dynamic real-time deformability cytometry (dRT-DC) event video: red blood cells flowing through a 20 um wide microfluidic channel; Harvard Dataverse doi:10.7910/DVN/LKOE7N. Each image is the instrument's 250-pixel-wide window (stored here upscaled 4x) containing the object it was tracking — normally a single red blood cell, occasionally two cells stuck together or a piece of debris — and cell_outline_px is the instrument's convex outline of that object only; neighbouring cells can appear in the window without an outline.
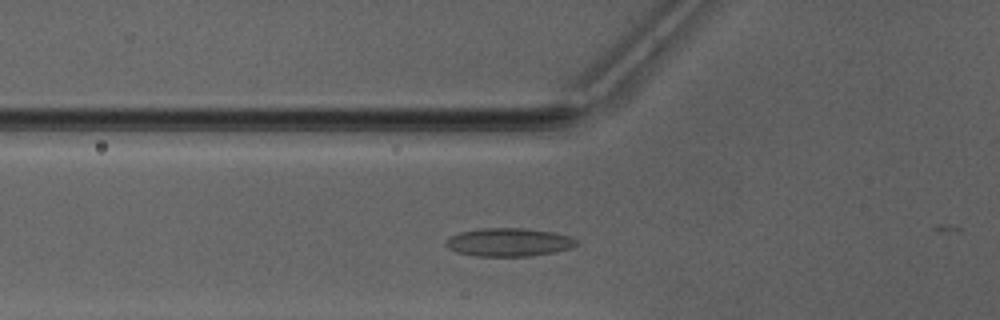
{"species": "Egyptian fruit bat (a non-hibernating species)", "species_latin": "Rousettus aegyptiacus", "temperature_condition": "warm", "stored_images_in_passage": 33, "camera_frame_rate_fps": 3000, "um_per_image_px": 0.085, "animal": {"sex": "male"}, "frame": {"image": 1, "passage_image": 10, "time_ms": 3.0, "image_size_px": [1000, 320], "cell_outline_px": [[580, 244], [572, 248], [532, 256], [472, 256], [456, 252], [448, 248], [444, 244], [444, 240], [448, 236], [460, 232], [480, 228], [524, 228], [552, 232], [572, 236]], "centroid_in_image_um": [43.22, 20.59], "position_along_channel_um": 82.6, "area_um2": 21.85}}
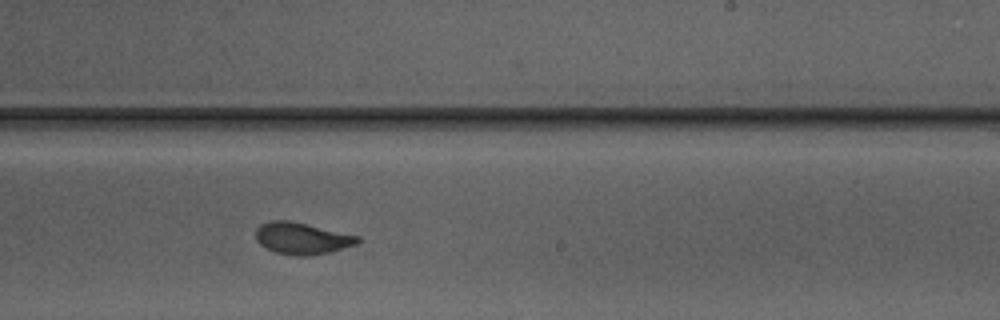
{"frame": {"image": 2, "passage_image": 23, "time_ms": 7.333, "image_size_px": [1000, 320], "cell_outline_px": [[360, 240], [356, 244], [328, 252], [312, 256], [296, 256], [276, 252], [260, 244], [256, 240], [256, 228], [260, 224], [268, 220], [288, 220], [360, 236]], "centroid_in_image_um": [25.64, 20.25], "position_along_channel_um": 263.4, "area_um2": 18.73}}
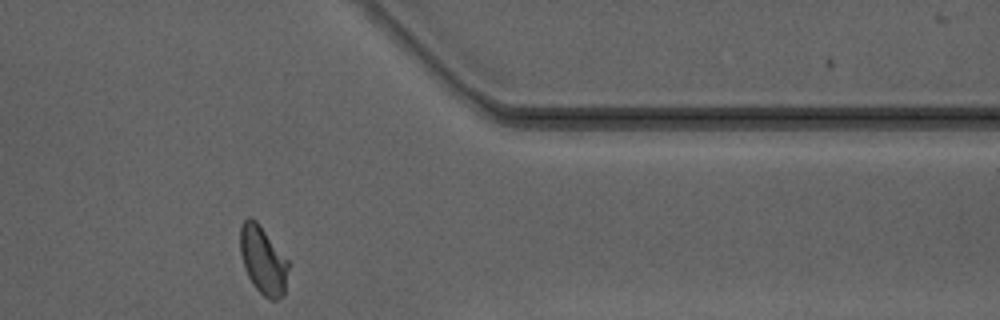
{"frame": {"image": 3, "passage_image": 33, "time_ms": 10.667, "image_size_px": [1000, 320], "cell_outline_px": [[288, 268], [284, 296], [276, 300], [268, 300], [252, 284], [248, 276], [240, 252], [240, 228], [244, 220], [248, 216], [252, 216], [256, 220], [288, 260]], "centroid_in_image_um": [22.35, 22.12], "position_along_channel_um": 389.0, "area_um2": 19.02}, "authors_computed_cell_mechanics": {"area_um2": 19.363, "velocity_mm_per_s": 4.1615, "shape_relaxation_time_tau1_ms": 4.1356, "shape_relaxation_time_tau2_ms": 0.9139, "deformation_change_tau1": 0.1535, "deformation_change_tau2": 0.0588}}